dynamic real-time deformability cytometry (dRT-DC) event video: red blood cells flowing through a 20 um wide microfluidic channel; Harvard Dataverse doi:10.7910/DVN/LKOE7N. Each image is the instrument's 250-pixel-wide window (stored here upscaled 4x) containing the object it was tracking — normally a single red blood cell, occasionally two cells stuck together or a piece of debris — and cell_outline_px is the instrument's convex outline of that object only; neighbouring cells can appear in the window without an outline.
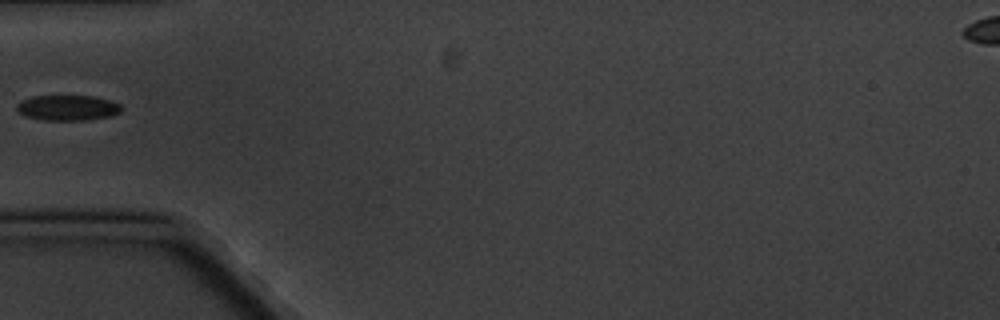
{"species": "common noctule bat (a hibernating species)", "species_latin": "Nyctalus noctula", "temperature_condition": "cold", "stored_images_in_passage": 4, "camera_frame_rate_fps": 3000, "um_per_image_px": 0.085, "animal": {"sex": "male", "body_mass_g": 20.1, "forearm_length_mm": 53.5}, "frame": {"image": 1, "passage_image": 4, "time_ms": 3.333, "image_size_px": [1000, 320], "cell_outline_px": [[124, 108], [120, 112], [112, 116], [84, 120], [44, 120], [24, 116], [16, 108], [16, 104], [32, 96], [92, 96], [108, 100], [120, 104]], "centroid_in_image_um": [5.77, 9.17], "position_along_channel_um": 79.2, "area_um2": 15.43}}